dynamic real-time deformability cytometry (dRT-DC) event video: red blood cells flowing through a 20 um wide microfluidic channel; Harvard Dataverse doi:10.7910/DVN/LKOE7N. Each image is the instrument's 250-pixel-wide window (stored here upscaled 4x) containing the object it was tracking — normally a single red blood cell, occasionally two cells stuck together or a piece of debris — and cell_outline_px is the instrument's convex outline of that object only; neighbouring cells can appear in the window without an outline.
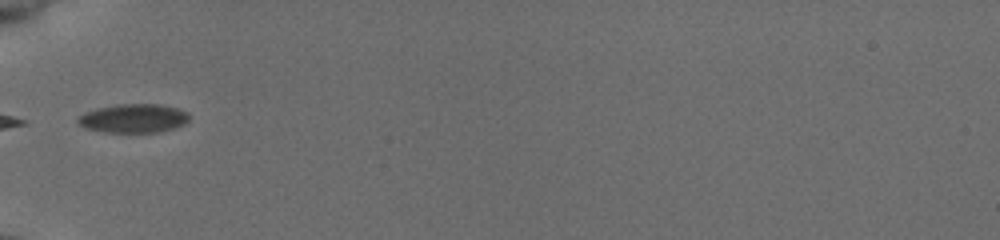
{"species": "common noctule bat (a hibernating species)", "species_latin": "Nyctalus noctula", "temperature_condition": "cold", "stored_images_in_passage": 21, "camera_frame_rate_fps": 3000, "um_per_image_px": 0.085, "animal": {"sex": "female", "body_mass_g": 19.5, "forearm_length_mm": 54.1}, "frame": {"image": 1, "passage_image": 1, "time_ms": 0.0, "image_size_px": [1000, 240], "cell_outline_px": [[188, 120], [184, 124], [160, 132], [104, 132], [84, 128], [76, 120], [76, 116], [84, 112], [96, 108], [116, 104], [160, 104], [176, 108], [188, 112]], "centroid_in_image_um": [11.29, 10.05], "position_along_channel_um": 73.7, "area_um2": 18.79}}